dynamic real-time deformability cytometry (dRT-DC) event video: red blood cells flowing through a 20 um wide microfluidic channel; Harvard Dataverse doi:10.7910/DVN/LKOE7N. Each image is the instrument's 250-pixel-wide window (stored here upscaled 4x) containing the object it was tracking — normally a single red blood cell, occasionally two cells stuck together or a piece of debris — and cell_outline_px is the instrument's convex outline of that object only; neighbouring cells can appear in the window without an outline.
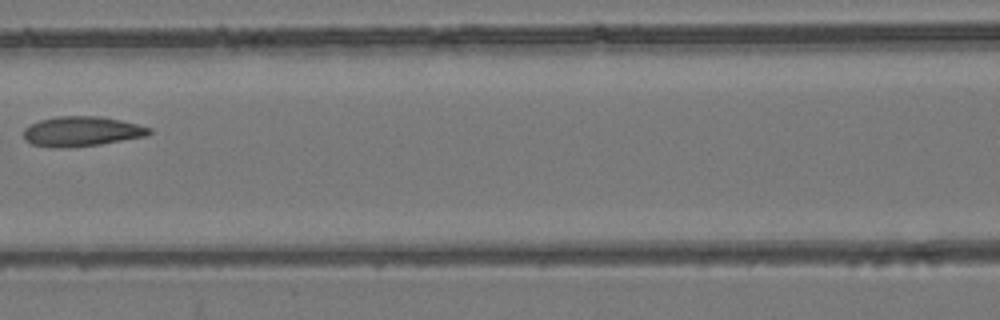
{"species": "common noctule bat (a hibernating species)", "species_latin": "Nyctalus noctula", "temperature_condition": "room temperature", "stored_images_in_passage": 6, "camera_frame_rate_fps": 3000, "um_per_image_px": 0.085, "animal": {"sex": "female", "body_mass_g": 24.6, "forearm_length_mm": 56.2}, "frame": {"image": 1, "passage_image": 6, "time_ms": 1.667, "image_size_px": [1000, 320], "cell_outline_px": [[152, 132], [148, 136], [100, 144], [72, 148], [48, 148], [32, 144], [24, 140], [24, 128], [40, 120], [56, 116], [100, 116], [120, 120], [152, 128]], "centroid_in_image_um": [6.93, 11.18], "position_along_channel_um": 159.7, "area_um2": 22.14}}